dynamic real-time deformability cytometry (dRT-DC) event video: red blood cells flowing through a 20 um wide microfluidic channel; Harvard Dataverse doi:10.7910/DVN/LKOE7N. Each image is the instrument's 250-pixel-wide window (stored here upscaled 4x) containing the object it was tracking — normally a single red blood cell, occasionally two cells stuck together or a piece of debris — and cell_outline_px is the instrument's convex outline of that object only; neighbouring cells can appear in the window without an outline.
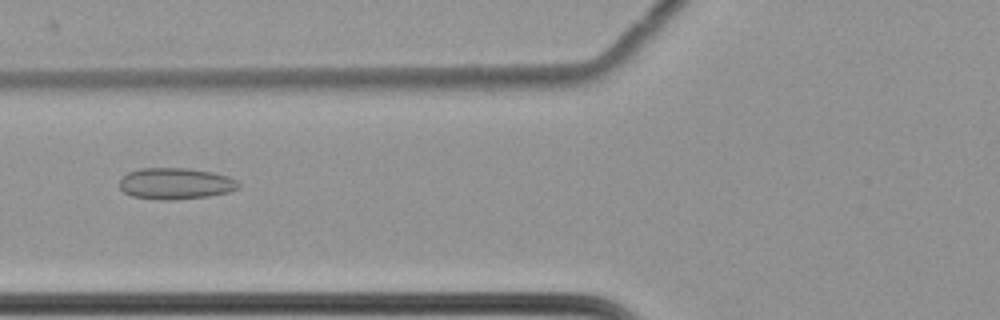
{"species": "common noctule bat (a hibernating species)", "species_latin": "Nyctalus noctula", "temperature_condition": "cold", "stored_images_in_passage": 37, "camera_frame_rate_fps": 3000, "um_per_image_px": 0.085, "animal": {"sex": "female", "body_mass_g": 22.7, "forearm_length_mm": 54.2}, "frame": {"image": 1, "passage_image": 6, "time_ms": 1.667, "image_size_px": [1000, 320], "cell_outline_px": [[240, 188], [228, 192], [208, 196], [172, 200], [160, 200], [132, 196], [124, 192], [120, 188], [120, 180], [128, 172], [140, 168], [188, 168], [212, 172], [228, 176], [236, 180], [240, 184]], "centroid_in_image_um": [14.93, 15.6], "position_along_channel_um": 110.9, "area_um2": 21.79}}
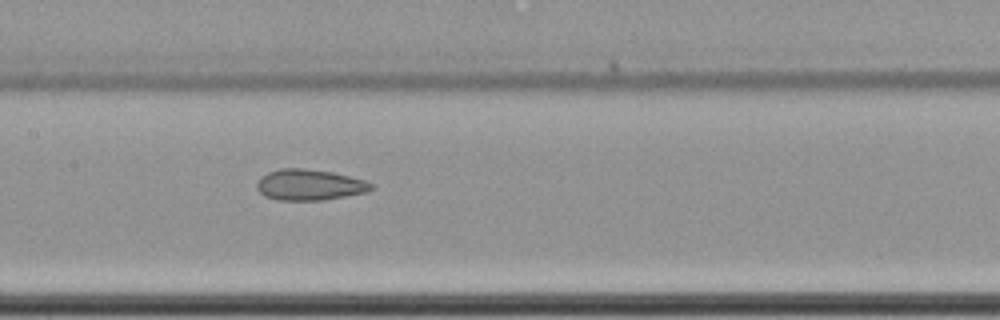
{"frame": {"image": 2, "passage_image": 12, "time_ms": 3.667, "image_size_px": [1000, 320], "cell_outline_px": [[372, 188], [368, 192], [324, 200], [276, 200], [264, 196], [256, 188], [256, 184], [260, 176], [268, 172], [280, 168], [304, 168], [332, 172], [364, 180], [372, 184]], "centroid_in_image_um": [26.26, 15.71], "position_along_channel_um": 181.1, "area_um2": 20.69}}
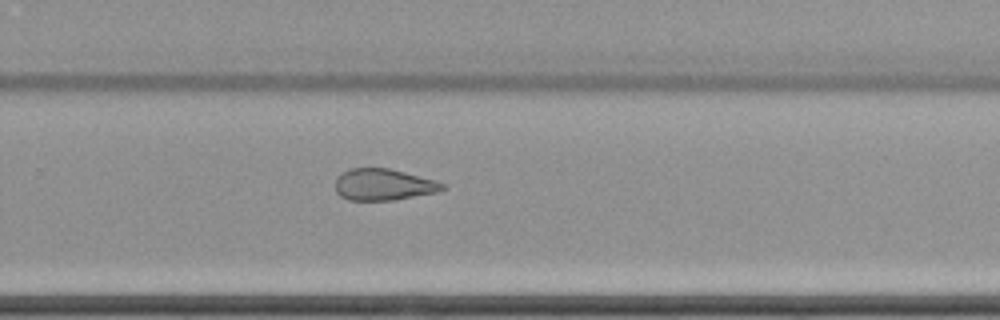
{"frame": {"image": 3, "passage_image": 22, "time_ms": 7.0, "image_size_px": [1000, 320], "cell_outline_px": [[448, 184], [444, 188], [436, 192], [392, 200], [348, 200], [340, 196], [336, 192], [336, 176], [352, 168], [388, 168], [436, 180]], "centroid_in_image_um": [32.59, 15.69], "position_along_channel_um": 297.2, "area_um2": 19.59}, "authors_computed_cell_mechanics": {"area_um2": 20.2878, "velocity_mm_per_s": 3.4923, "shape_relaxation_time_tau1_ms": null, "shape_relaxation_time_tau2_ms": 3.6609, "deformation_change_tau1": null, "deformation_change_tau2": 0.1203}}